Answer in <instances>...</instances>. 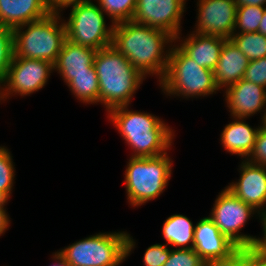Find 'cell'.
Masks as SVG:
<instances>
[{
    "mask_svg": "<svg viewBox=\"0 0 266 266\" xmlns=\"http://www.w3.org/2000/svg\"><path fill=\"white\" fill-rule=\"evenodd\" d=\"M175 38L160 29L124 21L113 28L111 45L145 78L154 76L160 81L168 66Z\"/></svg>",
    "mask_w": 266,
    "mask_h": 266,
    "instance_id": "6da1fadb",
    "label": "cell"
},
{
    "mask_svg": "<svg viewBox=\"0 0 266 266\" xmlns=\"http://www.w3.org/2000/svg\"><path fill=\"white\" fill-rule=\"evenodd\" d=\"M107 118L132 149L131 157H157L174 144L175 131L149 112L129 110L126 105L109 110Z\"/></svg>",
    "mask_w": 266,
    "mask_h": 266,
    "instance_id": "7a4b0ae2",
    "label": "cell"
},
{
    "mask_svg": "<svg viewBox=\"0 0 266 266\" xmlns=\"http://www.w3.org/2000/svg\"><path fill=\"white\" fill-rule=\"evenodd\" d=\"M94 67L99 81V103L109 110L131 104L146 78L112 45L97 50Z\"/></svg>",
    "mask_w": 266,
    "mask_h": 266,
    "instance_id": "3957f363",
    "label": "cell"
},
{
    "mask_svg": "<svg viewBox=\"0 0 266 266\" xmlns=\"http://www.w3.org/2000/svg\"><path fill=\"white\" fill-rule=\"evenodd\" d=\"M136 240L127 231L100 232L78 240L58 253L69 266H120Z\"/></svg>",
    "mask_w": 266,
    "mask_h": 266,
    "instance_id": "277c9868",
    "label": "cell"
},
{
    "mask_svg": "<svg viewBox=\"0 0 266 266\" xmlns=\"http://www.w3.org/2000/svg\"><path fill=\"white\" fill-rule=\"evenodd\" d=\"M63 14L49 13L42 19L13 29L14 57L46 60L54 64L67 40Z\"/></svg>",
    "mask_w": 266,
    "mask_h": 266,
    "instance_id": "5b68a950",
    "label": "cell"
},
{
    "mask_svg": "<svg viewBox=\"0 0 266 266\" xmlns=\"http://www.w3.org/2000/svg\"><path fill=\"white\" fill-rule=\"evenodd\" d=\"M159 86L166 96L178 98L207 97L220 91L213 71L199 66L175 43L172 45L168 66Z\"/></svg>",
    "mask_w": 266,
    "mask_h": 266,
    "instance_id": "8992f818",
    "label": "cell"
},
{
    "mask_svg": "<svg viewBox=\"0 0 266 266\" xmlns=\"http://www.w3.org/2000/svg\"><path fill=\"white\" fill-rule=\"evenodd\" d=\"M172 160L168 153L157 157L130 156L124 173L130 206L144 205L165 191L172 175Z\"/></svg>",
    "mask_w": 266,
    "mask_h": 266,
    "instance_id": "52a82bcc",
    "label": "cell"
},
{
    "mask_svg": "<svg viewBox=\"0 0 266 266\" xmlns=\"http://www.w3.org/2000/svg\"><path fill=\"white\" fill-rule=\"evenodd\" d=\"M69 8L68 19L63 18L68 41L94 50L111 45L115 24H106V14L95 1L88 0Z\"/></svg>",
    "mask_w": 266,
    "mask_h": 266,
    "instance_id": "ba28073f",
    "label": "cell"
},
{
    "mask_svg": "<svg viewBox=\"0 0 266 266\" xmlns=\"http://www.w3.org/2000/svg\"><path fill=\"white\" fill-rule=\"evenodd\" d=\"M254 214H257L259 220L262 217L225 187L218 193L208 217L223 235L242 250L252 248L257 239L256 236L240 232Z\"/></svg>",
    "mask_w": 266,
    "mask_h": 266,
    "instance_id": "9c48e42d",
    "label": "cell"
},
{
    "mask_svg": "<svg viewBox=\"0 0 266 266\" xmlns=\"http://www.w3.org/2000/svg\"><path fill=\"white\" fill-rule=\"evenodd\" d=\"M54 66L41 59L13 58L5 80L0 84L2 101L13 95L22 98L44 88L49 81Z\"/></svg>",
    "mask_w": 266,
    "mask_h": 266,
    "instance_id": "30bf717a",
    "label": "cell"
},
{
    "mask_svg": "<svg viewBox=\"0 0 266 266\" xmlns=\"http://www.w3.org/2000/svg\"><path fill=\"white\" fill-rule=\"evenodd\" d=\"M187 0H137L132 21L157 28L176 38L182 29Z\"/></svg>",
    "mask_w": 266,
    "mask_h": 266,
    "instance_id": "8fae6325",
    "label": "cell"
},
{
    "mask_svg": "<svg viewBox=\"0 0 266 266\" xmlns=\"http://www.w3.org/2000/svg\"><path fill=\"white\" fill-rule=\"evenodd\" d=\"M193 249L206 264L236 263L240 251L208 216L195 224Z\"/></svg>",
    "mask_w": 266,
    "mask_h": 266,
    "instance_id": "7c38bea8",
    "label": "cell"
},
{
    "mask_svg": "<svg viewBox=\"0 0 266 266\" xmlns=\"http://www.w3.org/2000/svg\"><path fill=\"white\" fill-rule=\"evenodd\" d=\"M195 29L207 35L229 39L234 31L237 5L235 0H198Z\"/></svg>",
    "mask_w": 266,
    "mask_h": 266,
    "instance_id": "4fadbf2b",
    "label": "cell"
},
{
    "mask_svg": "<svg viewBox=\"0 0 266 266\" xmlns=\"http://www.w3.org/2000/svg\"><path fill=\"white\" fill-rule=\"evenodd\" d=\"M240 177L228 186L234 195L253 207L261 216H266V167L248 162L239 164Z\"/></svg>",
    "mask_w": 266,
    "mask_h": 266,
    "instance_id": "5bb4252c",
    "label": "cell"
},
{
    "mask_svg": "<svg viewBox=\"0 0 266 266\" xmlns=\"http://www.w3.org/2000/svg\"><path fill=\"white\" fill-rule=\"evenodd\" d=\"M223 96L230 116L245 118L266 111V88L245 79L224 89Z\"/></svg>",
    "mask_w": 266,
    "mask_h": 266,
    "instance_id": "9a60e30c",
    "label": "cell"
},
{
    "mask_svg": "<svg viewBox=\"0 0 266 266\" xmlns=\"http://www.w3.org/2000/svg\"><path fill=\"white\" fill-rule=\"evenodd\" d=\"M181 36L182 33L175 38L176 45L199 66L213 71L227 39L198 32H190L185 39Z\"/></svg>",
    "mask_w": 266,
    "mask_h": 266,
    "instance_id": "2e32d148",
    "label": "cell"
},
{
    "mask_svg": "<svg viewBox=\"0 0 266 266\" xmlns=\"http://www.w3.org/2000/svg\"><path fill=\"white\" fill-rule=\"evenodd\" d=\"M97 50L76 45L66 40L62 50L53 64L66 85L73 79V75L97 74L94 67V57Z\"/></svg>",
    "mask_w": 266,
    "mask_h": 266,
    "instance_id": "e0dca14e",
    "label": "cell"
},
{
    "mask_svg": "<svg viewBox=\"0 0 266 266\" xmlns=\"http://www.w3.org/2000/svg\"><path fill=\"white\" fill-rule=\"evenodd\" d=\"M250 60L227 39L222 47L220 58L213 70L215 83L219 90L237 83L244 78L245 70Z\"/></svg>",
    "mask_w": 266,
    "mask_h": 266,
    "instance_id": "ac0fdd59",
    "label": "cell"
},
{
    "mask_svg": "<svg viewBox=\"0 0 266 266\" xmlns=\"http://www.w3.org/2000/svg\"><path fill=\"white\" fill-rule=\"evenodd\" d=\"M51 13L45 0H0V26L14 29Z\"/></svg>",
    "mask_w": 266,
    "mask_h": 266,
    "instance_id": "d6986e66",
    "label": "cell"
},
{
    "mask_svg": "<svg viewBox=\"0 0 266 266\" xmlns=\"http://www.w3.org/2000/svg\"><path fill=\"white\" fill-rule=\"evenodd\" d=\"M231 118L233 121L226 124L221 132L220 142L225 151L244 160L252 152L261 123L253 128L245 118Z\"/></svg>",
    "mask_w": 266,
    "mask_h": 266,
    "instance_id": "ffe728a7",
    "label": "cell"
},
{
    "mask_svg": "<svg viewBox=\"0 0 266 266\" xmlns=\"http://www.w3.org/2000/svg\"><path fill=\"white\" fill-rule=\"evenodd\" d=\"M195 225L183 214H173L163 223L165 244L174 249L194 248Z\"/></svg>",
    "mask_w": 266,
    "mask_h": 266,
    "instance_id": "44dd1931",
    "label": "cell"
},
{
    "mask_svg": "<svg viewBox=\"0 0 266 266\" xmlns=\"http://www.w3.org/2000/svg\"><path fill=\"white\" fill-rule=\"evenodd\" d=\"M73 96L81 103L99 104V81L97 74L73 75L67 84Z\"/></svg>",
    "mask_w": 266,
    "mask_h": 266,
    "instance_id": "7402d4cb",
    "label": "cell"
},
{
    "mask_svg": "<svg viewBox=\"0 0 266 266\" xmlns=\"http://www.w3.org/2000/svg\"><path fill=\"white\" fill-rule=\"evenodd\" d=\"M229 39L250 61L266 57V36L259 32L233 33Z\"/></svg>",
    "mask_w": 266,
    "mask_h": 266,
    "instance_id": "603a6c76",
    "label": "cell"
},
{
    "mask_svg": "<svg viewBox=\"0 0 266 266\" xmlns=\"http://www.w3.org/2000/svg\"><path fill=\"white\" fill-rule=\"evenodd\" d=\"M10 149L0 146V200L9 202L15 179V167Z\"/></svg>",
    "mask_w": 266,
    "mask_h": 266,
    "instance_id": "cb8c5ba5",
    "label": "cell"
},
{
    "mask_svg": "<svg viewBox=\"0 0 266 266\" xmlns=\"http://www.w3.org/2000/svg\"><path fill=\"white\" fill-rule=\"evenodd\" d=\"M137 0H97L101 10L110 18L111 23L132 21Z\"/></svg>",
    "mask_w": 266,
    "mask_h": 266,
    "instance_id": "d4e9b609",
    "label": "cell"
},
{
    "mask_svg": "<svg viewBox=\"0 0 266 266\" xmlns=\"http://www.w3.org/2000/svg\"><path fill=\"white\" fill-rule=\"evenodd\" d=\"M265 6H240L233 33L258 32Z\"/></svg>",
    "mask_w": 266,
    "mask_h": 266,
    "instance_id": "484cf974",
    "label": "cell"
},
{
    "mask_svg": "<svg viewBox=\"0 0 266 266\" xmlns=\"http://www.w3.org/2000/svg\"><path fill=\"white\" fill-rule=\"evenodd\" d=\"M14 57L13 29L0 26V84L5 80Z\"/></svg>",
    "mask_w": 266,
    "mask_h": 266,
    "instance_id": "4316f807",
    "label": "cell"
},
{
    "mask_svg": "<svg viewBox=\"0 0 266 266\" xmlns=\"http://www.w3.org/2000/svg\"><path fill=\"white\" fill-rule=\"evenodd\" d=\"M206 262L193 249L171 248L168 260L163 266H205Z\"/></svg>",
    "mask_w": 266,
    "mask_h": 266,
    "instance_id": "83f0119b",
    "label": "cell"
},
{
    "mask_svg": "<svg viewBox=\"0 0 266 266\" xmlns=\"http://www.w3.org/2000/svg\"><path fill=\"white\" fill-rule=\"evenodd\" d=\"M167 246L165 243L149 246L143 256L144 266H163L171 252V247Z\"/></svg>",
    "mask_w": 266,
    "mask_h": 266,
    "instance_id": "f1b7e54d",
    "label": "cell"
},
{
    "mask_svg": "<svg viewBox=\"0 0 266 266\" xmlns=\"http://www.w3.org/2000/svg\"><path fill=\"white\" fill-rule=\"evenodd\" d=\"M243 79L266 88V57L251 60Z\"/></svg>",
    "mask_w": 266,
    "mask_h": 266,
    "instance_id": "f546056e",
    "label": "cell"
},
{
    "mask_svg": "<svg viewBox=\"0 0 266 266\" xmlns=\"http://www.w3.org/2000/svg\"><path fill=\"white\" fill-rule=\"evenodd\" d=\"M248 162L266 167V129L260 126L252 152L246 158Z\"/></svg>",
    "mask_w": 266,
    "mask_h": 266,
    "instance_id": "4dcf8cb0",
    "label": "cell"
},
{
    "mask_svg": "<svg viewBox=\"0 0 266 266\" xmlns=\"http://www.w3.org/2000/svg\"><path fill=\"white\" fill-rule=\"evenodd\" d=\"M239 266H266V259L253 248L242 249L237 257Z\"/></svg>",
    "mask_w": 266,
    "mask_h": 266,
    "instance_id": "1f68e13d",
    "label": "cell"
},
{
    "mask_svg": "<svg viewBox=\"0 0 266 266\" xmlns=\"http://www.w3.org/2000/svg\"><path fill=\"white\" fill-rule=\"evenodd\" d=\"M50 12L61 13L68 7L88 0H45Z\"/></svg>",
    "mask_w": 266,
    "mask_h": 266,
    "instance_id": "d6a6232c",
    "label": "cell"
},
{
    "mask_svg": "<svg viewBox=\"0 0 266 266\" xmlns=\"http://www.w3.org/2000/svg\"><path fill=\"white\" fill-rule=\"evenodd\" d=\"M262 229V238L257 237L254 246L252 247L259 255L266 259V216L260 218Z\"/></svg>",
    "mask_w": 266,
    "mask_h": 266,
    "instance_id": "836d02e7",
    "label": "cell"
},
{
    "mask_svg": "<svg viewBox=\"0 0 266 266\" xmlns=\"http://www.w3.org/2000/svg\"><path fill=\"white\" fill-rule=\"evenodd\" d=\"M7 203V201L0 200V236L5 234L11 224V218L7 214L8 212L5 207Z\"/></svg>",
    "mask_w": 266,
    "mask_h": 266,
    "instance_id": "e575fe53",
    "label": "cell"
},
{
    "mask_svg": "<svg viewBox=\"0 0 266 266\" xmlns=\"http://www.w3.org/2000/svg\"><path fill=\"white\" fill-rule=\"evenodd\" d=\"M237 7L240 6H265L266 0H235Z\"/></svg>",
    "mask_w": 266,
    "mask_h": 266,
    "instance_id": "d590c367",
    "label": "cell"
},
{
    "mask_svg": "<svg viewBox=\"0 0 266 266\" xmlns=\"http://www.w3.org/2000/svg\"><path fill=\"white\" fill-rule=\"evenodd\" d=\"M52 260L54 263L49 266H69L58 251L52 253Z\"/></svg>",
    "mask_w": 266,
    "mask_h": 266,
    "instance_id": "8d00e7d4",
    "label": "cell"
},
{
    "mask_svg": "<svg viewBox=\"0 0 266 266\" xmlns=\"http://www.w3.org/2000/svg\"><path fill=\"white\" fill-rule=\"evenodd\" d=\"M258 32L260 34H263L264 36H266V7L264 9L262 20L260 21Z\"/></svg>",
    "mask_w": 266,
    "mask_h": 266,
    "instance_id": "74e56055",
    "label": "cell"
},
{
    "mask_svg": "<svg viewBox=\"0 0 266 266\" xmlns=\"http://www.w3.org/2000/svg\"><path fill=\"white\" fill-rule=\"evenodd\" d=\"M205 266H239L238 263H230V264H206Z\"/></svg>",
    "mask_w": 266,
    "mask_h": 266,
    "instance_id": "f35d334b",
    "label": "cell"
},
{
    "mask_svg": "<svg viewBox=\"0 0 266 266\" xmlns=\"http://www.w3.org/2000/svg\"><path fill=\"white\" fill-rule=\"evenodd\" d=\"M261 119H262V120H260L261 121V126L266 129V111H265L264 114H262Z\"/></svg>",
    "mask_w": 266,
    "mask_h": 266,
    "instance_id": "ab89813d",
    "label": "cell"
}]
</instances>
